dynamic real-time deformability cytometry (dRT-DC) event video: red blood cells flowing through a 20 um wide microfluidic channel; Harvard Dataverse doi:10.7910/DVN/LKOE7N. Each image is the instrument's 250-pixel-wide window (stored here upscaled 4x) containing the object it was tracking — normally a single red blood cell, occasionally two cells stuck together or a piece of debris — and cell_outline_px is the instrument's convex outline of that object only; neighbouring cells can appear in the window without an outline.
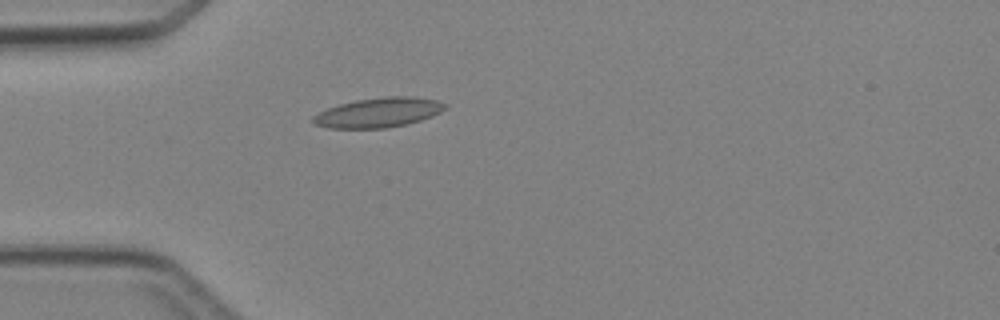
{"species": "Egyptian fruit bat (a non-hibernating species)", "species_latin": "Rousettus aegyptiacus", "temperature_condition": "cold", "stored_images_in_passage": 1, "camera_frame_rate_fps": 3000, "um_per_image_px": 0.085, "animal": {"sex": "female"}, "frame": {"image": 1, "passage_image": 1, "time_ms": 0.0, "image_size_px": [1000, 320], "cell_outline_px": [[448, 104], [440, 112], [432, 116], [408, 124], [384, 128], [328, 128], [316, 124], [312, 120], [312, 116], [328, 108], [340, 104], [356, 100], [384, 96], [412, 96], [436, 100]], "centroid_in_image_um": [32.18, 9.56], "position_along_channel_um": 52.8, "area_um2": 22.72}}